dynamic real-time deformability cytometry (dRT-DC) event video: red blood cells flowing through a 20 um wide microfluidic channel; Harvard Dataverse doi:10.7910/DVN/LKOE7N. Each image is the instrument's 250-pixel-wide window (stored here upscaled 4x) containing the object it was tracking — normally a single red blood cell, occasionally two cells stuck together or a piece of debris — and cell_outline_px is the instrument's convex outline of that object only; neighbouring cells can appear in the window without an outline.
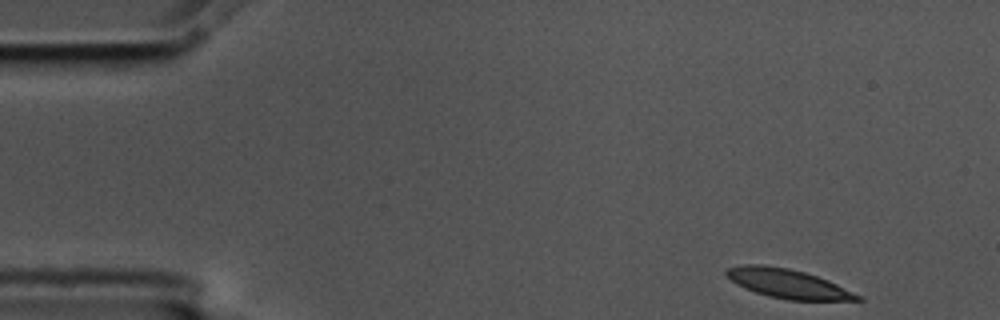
{"species": "common noctule bat (a hibernating species)", "species_latin": "Nyctalus noctula", "temperature_condition": "cold", "stored_images_in_passage": 3, "camera_frame_rate_fps": 3000, "um_per_image_px": 0.085, "animal": {"sex": "male", "body_mass_g": 17.5, "forearm_length_mm": 52.3}, "frame": {"image": 1, "passage_image": 1, "time_ms": 0.0, "image_size_px": [1000, 320], "cell_outline_px": [[864, 300], [788, 300], [768, 296], [744, 288], [736, 284], [724, 272], [728, 268], [744, 264], [764, 264], [788, 268], [804, 272], [828, 280], [864, 296]], "centroid_in_image_um": [67.0, 24.11], "position_along_channel_um": 18.0, "area_um2": 22.25}}